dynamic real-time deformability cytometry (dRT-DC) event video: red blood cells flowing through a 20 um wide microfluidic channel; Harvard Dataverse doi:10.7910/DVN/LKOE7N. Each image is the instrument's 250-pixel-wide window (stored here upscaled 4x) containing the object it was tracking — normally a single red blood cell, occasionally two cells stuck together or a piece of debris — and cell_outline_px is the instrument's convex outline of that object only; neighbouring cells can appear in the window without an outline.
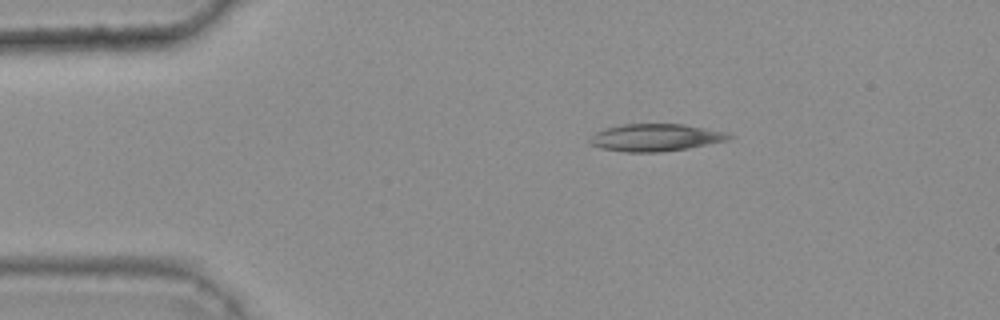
{"species": "common noctule bat (a hibernating species)", "species_latin": "Nyctalus noctula", "temperature_condition": "warm", "stored_images_in_passage": 38, "camera_frame_rate_fps": 3000, "um_per_image_px": 0.085, "animal": {"sex": "female", "body_mass_g": 25.1}, "frame": {"image": 1, "passage_image": 1, "time_ms": 0.0, "image_size_px": [1000, 320], "cell_outline_px": [[736, 136], [728, 140], [688, 148], [660, 152], [624, 152], [600, 148], [592, 144], [588, 140], [596, 132], [608, 128], [624, 124], [684, 124], [728, 132]], "centroid_in_image_um": [55.77, 11.69], "position_along_channel_um": 29.2, "area_um2": 22.14}}
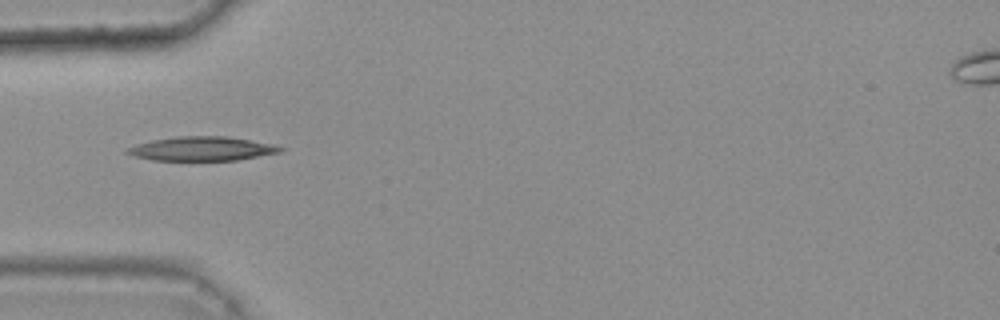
{"frame": {"image": 2, "passage_image": 8, "time_ms": 2.333, "image_size_px": [1000, 320], "cell_outline_px": [[284, 148], [280, 152], [236, 160], [152, 160], [136, 156], [124, 152], [124, 148], [136, 144], [152, 140], [176, 136], [228, 136], [272, 144]], "centroid_in_image_um": [17.11, 12.63], "position_along_channel_um": 67.9, "area_um2": 21.39}}
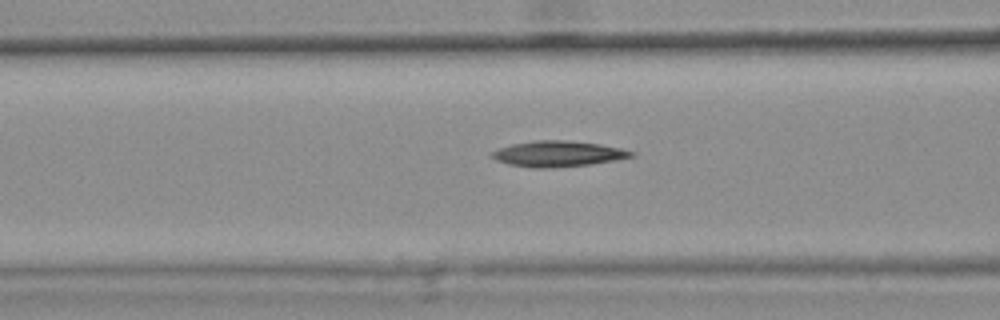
{"frame": {"image": 3, "passage_image": 12, "time_ms": 3.667, "image_size_px": [1000, 320], "cell_outline_px": [[636, 156], [592, 164], [552, 168], [532, 168], [508, 164], [496, 160], [488, 156], [492, 152], [500, 148], [512, 144], [536, 140], [568, 140], [600, 144], [620, 148], [636, 152]], "centroid_in_image_um": [47.43, 13.08], "position_along_channel_um": 119.2, "area_um2": 21.04}}